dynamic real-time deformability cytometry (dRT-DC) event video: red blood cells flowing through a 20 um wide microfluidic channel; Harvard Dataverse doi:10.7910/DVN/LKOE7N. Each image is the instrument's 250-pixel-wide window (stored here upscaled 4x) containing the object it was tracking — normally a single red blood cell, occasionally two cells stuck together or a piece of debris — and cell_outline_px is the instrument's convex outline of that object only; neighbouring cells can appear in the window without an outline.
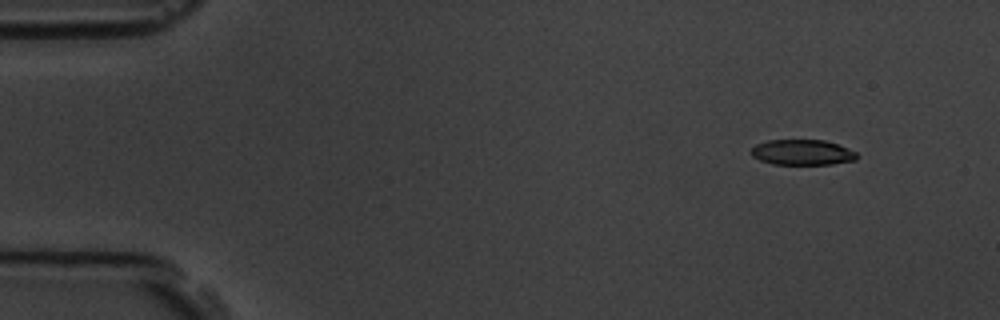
{"species": "common noctule bat (a hibernating species)", "species_latin": "Nyctalus noctula", "temperature_condition": "room temperature", "stored_images_in_passage": 5, "camera_frame_rate_fps": 3000, "um_per_image_px": 0.085, "animal": {"sex": "male", "body_mass_g": 19.5, "forearm_length_mm": 54.6}, "frame": {"image": 1, "passage_image": 2, "time_ms": 1.333, "image_size_px": [1000, 320], "cell_outline_px": [[856, 160], [832, 164], [772, 164], [760, 160], [752, 156], [748, 152], [756, 144], [768, 140], [824, 140], [836, 144], [856, 152]], "centroid_in_image_um": [68.14, 12.95], "position_along_channel_um": 16.9, "area_um2": 15.61}}
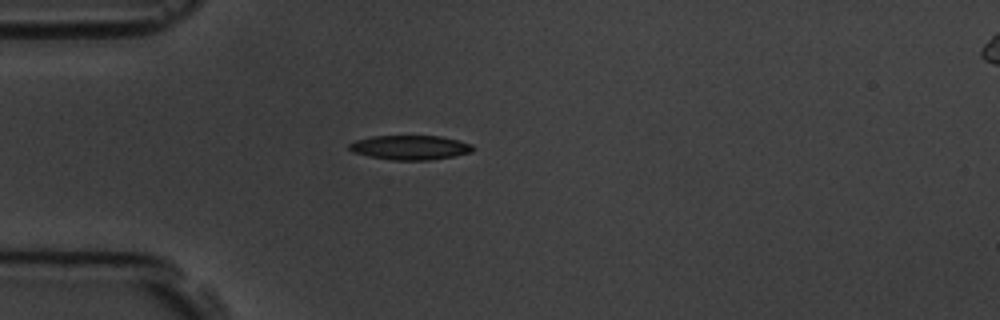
{"frame": {"image": 2, "passage_image": 5, "time_ms": 4.667, "image_size_px": [1000, 320], "cell_outline_px": [[476, 148], [472, 152], [452, 156], [428, 160], [392, 160], [368, 156], [352, 152], [348, 148], [348, 144], [356, 140], [372, 136], [440, 136], [460, 140], [472, 144]], "centroid_in_image_um": [34.87, 12.53], "position_along_channel_um": 50.1, "area_um2": 17.69}}